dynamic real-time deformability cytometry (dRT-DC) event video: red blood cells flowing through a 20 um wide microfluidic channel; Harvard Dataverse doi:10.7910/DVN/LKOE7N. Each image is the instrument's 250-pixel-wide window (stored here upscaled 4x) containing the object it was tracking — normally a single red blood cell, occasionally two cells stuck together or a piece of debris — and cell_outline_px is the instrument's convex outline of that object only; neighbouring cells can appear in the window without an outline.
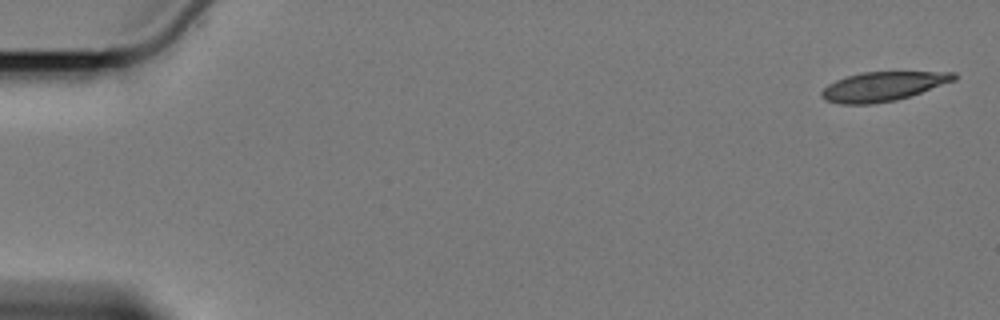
{"species": "Egyptian fruit bat (a non-hibernating species)", "species_latin": "Rousettus aegyptiacus", "temperature_condition": "cold", "stored_images_in_passage": 3, "camera_frame_rate_fps": 3000, "um_per_image_px": 0.085, "animal": {"sex": "female"}, "frame": {"image": 1, "passage_image": 1, "time_ms": 0.0, "image_size_px": [1000, 320], "cell_outline_px": [[960, 76], [956, 80], [896, 100], [872, 104], [840, 104], [824, 100], [820, 96], [820, 92], [828, 84], [836, 80], [860, 72], [956, 72]], "centroid_in_image_um": [75.03, 7.34], "position_along_channel_um": 10.0, "area_um2": 22.54}}